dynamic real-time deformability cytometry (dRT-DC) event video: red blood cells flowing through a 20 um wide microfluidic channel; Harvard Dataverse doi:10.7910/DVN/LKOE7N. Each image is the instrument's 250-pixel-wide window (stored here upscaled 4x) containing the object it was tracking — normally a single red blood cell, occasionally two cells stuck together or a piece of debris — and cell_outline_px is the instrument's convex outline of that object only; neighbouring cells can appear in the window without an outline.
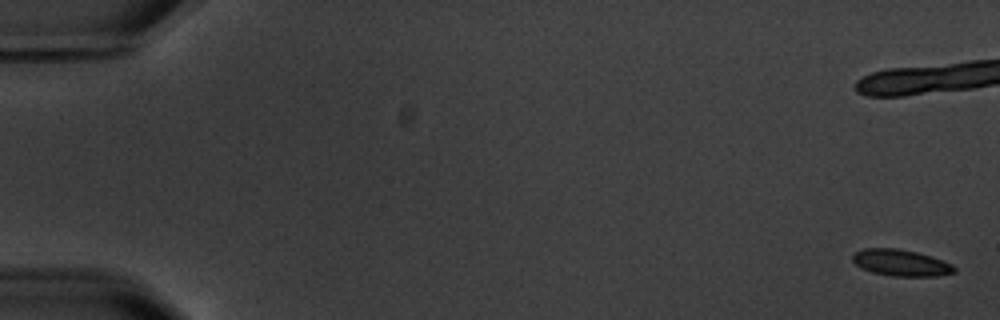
{"species": "common noctule bat (a hibernating species)", "species_latin": "Nyctalus noctula", "temperature_condition": "warm", "stored_images_in_passage": 9, "camera_frame_rate_fps": 3000, "um_per_image_px": 0.085, "animal": {"sex": "male", "body_mass_g": 20.1, "forearm_length_mm": 53.5}, "frame": {"image": 1, "passage_image": 1, "time_ms": 0.0, "image_size_px": [1000, 320], "cell_outline_px": [[956, 272], [936, 276], [892, 276], [872, 272], [856, 264], [852, 260], [852, 256], [856, 252], [864, 248], [896, 248], [916, 252], [952, 264], [956, 268]], "centroid_in_image_um": [76.57, 22.34], "position_along_channel_um": 8.4, "area_um2": 15.43}}